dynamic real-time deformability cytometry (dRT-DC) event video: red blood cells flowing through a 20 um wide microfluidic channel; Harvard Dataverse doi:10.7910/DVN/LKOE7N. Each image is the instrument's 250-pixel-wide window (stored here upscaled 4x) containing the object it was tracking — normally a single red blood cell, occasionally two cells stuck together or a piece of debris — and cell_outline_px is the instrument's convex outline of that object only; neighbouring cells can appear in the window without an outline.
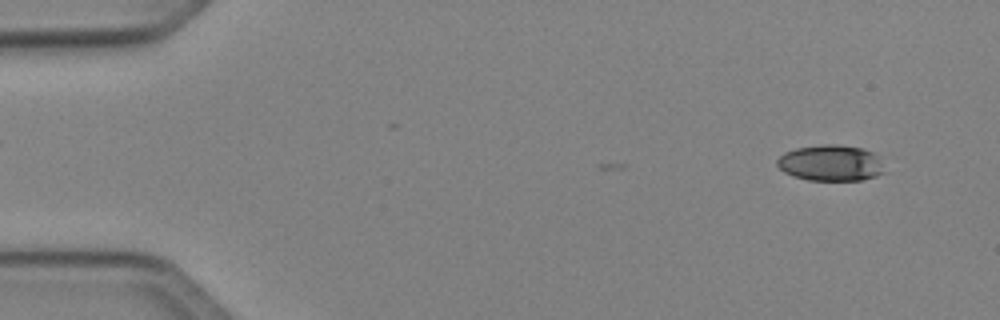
{"species": "Egyptian fruit bat (a non-hibernating species)", "species_latin": "Rousettus aegyptiacus", "temperature_condition": "cold", "stored_images_in_passage": 5, "camera_frame_rate_fps": 3000, "um_per_image_px": 0.085, "animal": {"sex": "female"}, "frame": {"image": 1, "passage_image": 3, "time_ms": 0.667, "image_size_px": [1000, 320], "cell_outline_px": [[888, 172], [876, 176], [860, 180], [808, 180], [792, 176], [784, 172], [776, 164], [776, 160], [784, 152], [796, 148], [820, 144], [836, 144], [864, 148], [872, 152], [876, 156]], "centroid_in_image_um": [70.61, 13.85], "position_along_channel_um": 14.4, "area_um2": 22.77}}